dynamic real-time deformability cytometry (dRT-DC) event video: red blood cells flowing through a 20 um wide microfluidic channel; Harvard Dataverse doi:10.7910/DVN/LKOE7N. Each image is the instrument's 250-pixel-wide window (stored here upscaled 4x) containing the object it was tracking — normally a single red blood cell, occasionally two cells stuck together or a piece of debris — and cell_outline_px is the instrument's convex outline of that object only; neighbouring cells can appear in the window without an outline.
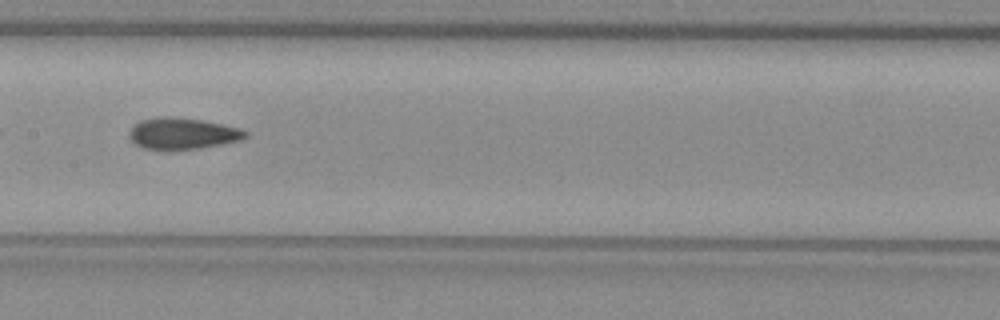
{"species": "common noctule bat (a hibernating species)", "species_latin": "Nyctalus noctula", "temperature_condition": "warm", "stored_images_in_passage": 39, "camera_frame_rate_fps": 3000, "um_per_image_px": 0.085, "animal": {"sex": "female", "body_mass_g": 29.2, "forearm_length_mm": 56.3}, "frame": {"image": 1, "passage_image": 12, "time_ms": 3.667, "image_size_px": [1000, 320], "cell_outline_px": [[248, 136], [240, 140], [200, 148], [168, 152], [164, 152], [140, 148], [128, 136], [128, 132], [140, 120], [164, 116], [172, 116], [200, 120], [240, 128], [248, 132]], "centroid_in_image_um": [15.46, 11.39], "position_along_channel_um": 191.9, "area_um2": 21.68}, "authors_computed_cell_mechanics": {"area_um2": 20.9814, "velocity_mm_per_s": 3.8667, "shape_relaxation_time_tau1_ms": null, "shape_relaxation_time_tau2_ms": 2.2115, "deformation_change_tau1": null, "deformation_change_tau2": 0.1059}}